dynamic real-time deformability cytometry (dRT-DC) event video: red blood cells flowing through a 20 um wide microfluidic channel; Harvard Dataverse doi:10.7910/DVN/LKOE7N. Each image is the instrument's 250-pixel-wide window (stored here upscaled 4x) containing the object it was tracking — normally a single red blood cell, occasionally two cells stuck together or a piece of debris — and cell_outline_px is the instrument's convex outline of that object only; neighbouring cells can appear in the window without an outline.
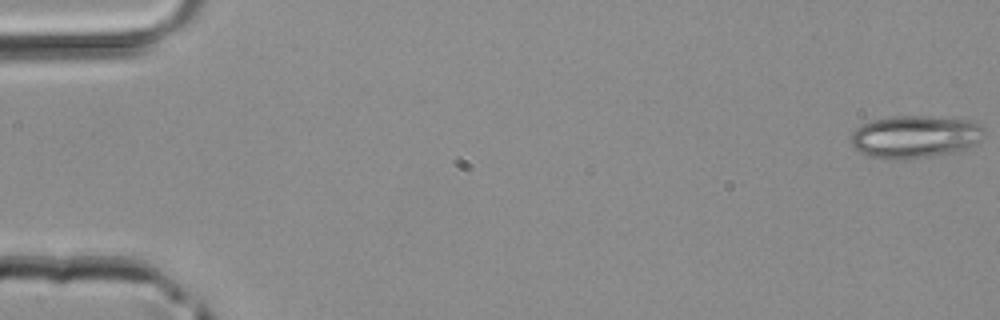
{"species": "common noctule bat (a hibernating species)", "species_latin": "Nyctalus noctula", "temperature_condition": "room temperature", "stored_images_in_passage": 5, "camera_frame_rate_fps": 3000, "um_per_image_px": 0.085, "animal": {"sex": "male", "body_mass_g": 20.4}, "frame": {"image": 1, "passage_image": 1, "time_ms": 0.0, "image_size_px": [1000, 320], "cell_outline_px": [[984, 136], [980, 140], [964, 148], [948, 152], [924, 156], [872, 156], [860, 152], [852, 144], [852, 132], [856, 128], [864, 124], [876, 120], [896, 116], [928, 116], [968, 120], [980, 124], [984, 128]], "centroid_in_image_um": [77.81, 11.56], "position_along_channel_um": 7.2, "area_um2": 31.39}}